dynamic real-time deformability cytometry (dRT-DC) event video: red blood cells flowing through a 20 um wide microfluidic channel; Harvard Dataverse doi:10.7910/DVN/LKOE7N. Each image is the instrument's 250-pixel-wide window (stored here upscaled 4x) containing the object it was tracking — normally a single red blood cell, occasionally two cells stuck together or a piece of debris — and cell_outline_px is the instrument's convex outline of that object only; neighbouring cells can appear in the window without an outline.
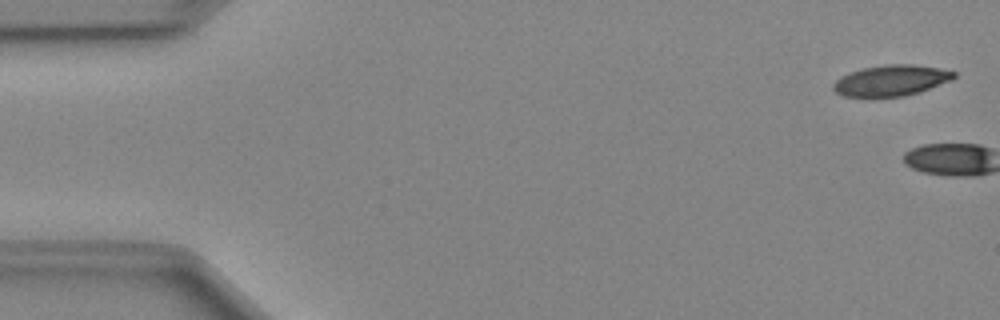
{"species": "Egyptian fruit bat (a non-hibernating species)", "species_latin": "Rousettus aegyptiacus", "temperature_condition": "cold", "stored_images_in_passage": 4, "camera_frame_rate_fps": 3000, "um_per_image_px": 0.085, "animal": {"sex": "female"}, "frame": {"image": 1, "passage_image": 2, "time_ms": 0.333, "image_size_px": [1000, 320], "cell_outline_px": [[956, 76], [952, 80], [904, 96], [844, 96], [836, 92], [832, 88], [832, 84], [840, 76], [848, 72], [860, 68], [884, 64], [912, 64], [940, 68], [956, 72]], "centroid_in_image_um": [75.71, 6.81], "position_along_channel_um": 9.3, "area_um2": 21.62}}